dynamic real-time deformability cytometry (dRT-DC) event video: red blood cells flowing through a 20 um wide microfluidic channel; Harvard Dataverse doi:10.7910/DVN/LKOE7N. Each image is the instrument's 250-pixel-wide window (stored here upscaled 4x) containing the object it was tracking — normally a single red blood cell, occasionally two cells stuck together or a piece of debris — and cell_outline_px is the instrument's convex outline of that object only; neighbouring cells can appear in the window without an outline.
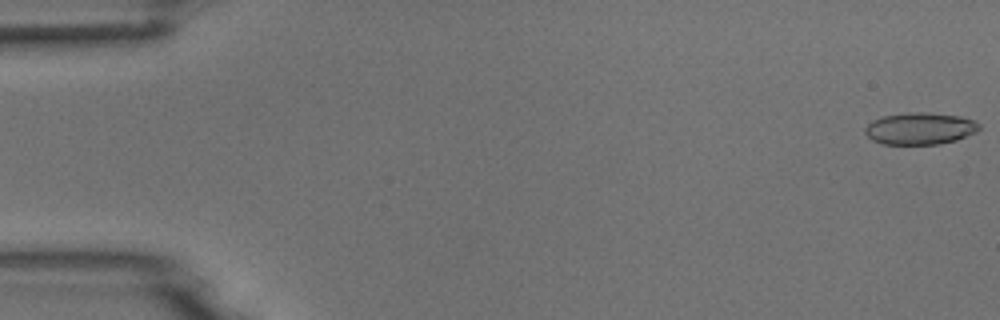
{"species": "common noctule bat (a hibernating species)", "species_latin": "Nyctalus noctula", "temperature_condition": "room temperature", "stored_images_in_passage": 53, "camera_frame_rate_fps": 3000, "um_per_image_px": 0.085, "animal": {"sex": "male", "body_mass_g": 18.8}, "frame": {"image": 1, "passage_image": 1, "time_ms": 0.0, "image_size_px": [1000, 320], "cell_outline_px": [[980, 128], [976, 132], [956, 140], [940, 144], [884, 144], [872, 140], [864, 132], [864, 128], [872, 120], [884, 116], [908, 112], [924, 112], [960, 116], [976, 120], [980, 124]], "centroid_in_image_um": [78.21, 10.92], "position_along_channel_um": 6.8, "area_um2": 21.33}}
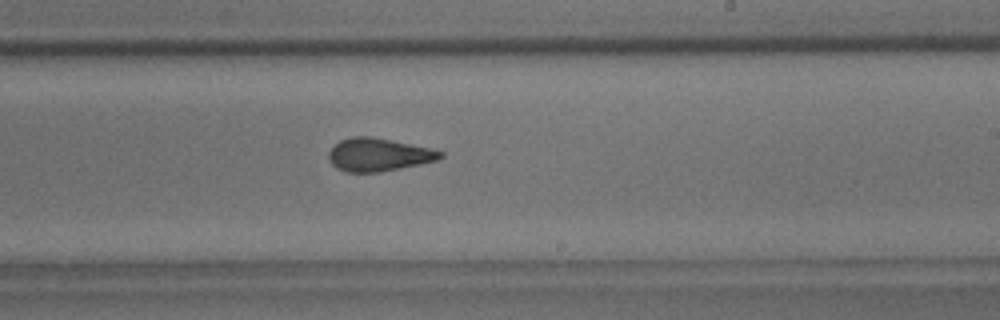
{"frame": {"image": 2, "passage_image": 32, "time_ms": 10.333, "image_size_px": [1000, 320], "cell_outline_px": [[444, 156], [436, 160], [420, 164], [380, 172], [344, 172], [336, 168], [328, 160], [328, 152], [340, 140], [352, 136], [372, 136], [432, 148], [444, 152]], "centroid_in_image_um": [32.17, 13.14], "position_along_channel_um": 256.8, "area_um2": 21.62}}
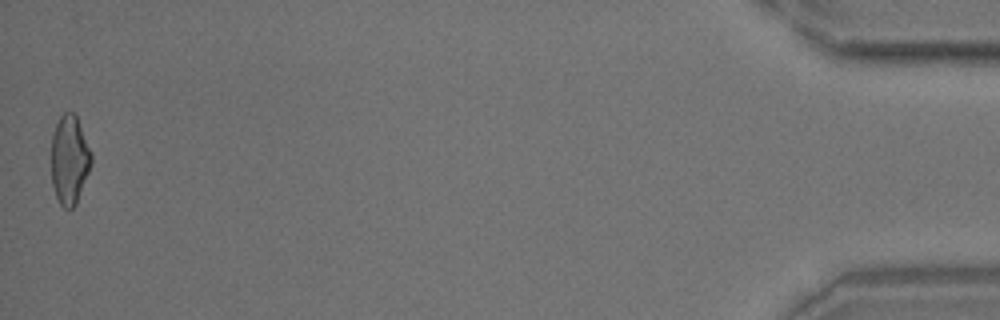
{"frame": {"image": 3, "passage_image": 53, "time_ms": 17.333, "image_size_px": [1000, 320], "cell_outline_px": [[92, 164], [76, 204], [72, 208], [64, 208], [60, 204], [56, 196], [52, 184], [52, 136], [56, 124], [60, 116], [64, 112], [76, 112], [92, 152]], "centroid_in_image_um": [5.93, 13.54], "position_along_channel_um": 429.3, "area_um2": 20.98}}